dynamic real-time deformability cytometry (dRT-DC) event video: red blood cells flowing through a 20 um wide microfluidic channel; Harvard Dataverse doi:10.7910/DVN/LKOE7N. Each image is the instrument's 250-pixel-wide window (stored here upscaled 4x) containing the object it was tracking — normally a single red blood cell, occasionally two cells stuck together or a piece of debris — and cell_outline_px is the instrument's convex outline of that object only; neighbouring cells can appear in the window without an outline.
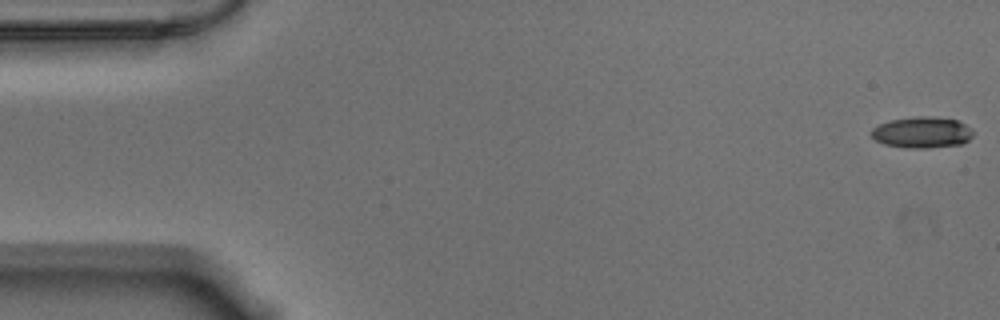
{"species": "Egyptian fruit bat (a non-hibernating species)", "species_latin": "Rousettus aegyptiacus", "temperature_condition": "warm", "stored_images_in_passage": 57, "camera_frame_rate_fps": 3000, "um_per_image_px": 0.085, "animal": {"sex": "male"}, "frame": {"image": 1, "passage_image": 1, "time_ms": 0.0, "image_size_px": [1000, 320], "cell_outline_px": [[972, 136], [964, 144], [928, 148], [908, 148], [884, 144], [876, 140], [872, 136], [872, 128], [880, 124], [892, 120], [920, 116], [928, 116], [956, 120], [964, 124], [972, 132]], "centroid_in_image_um": [78.37, 11.27], "position_along_channel_um": 6.6, "area_um2": 18.21}}
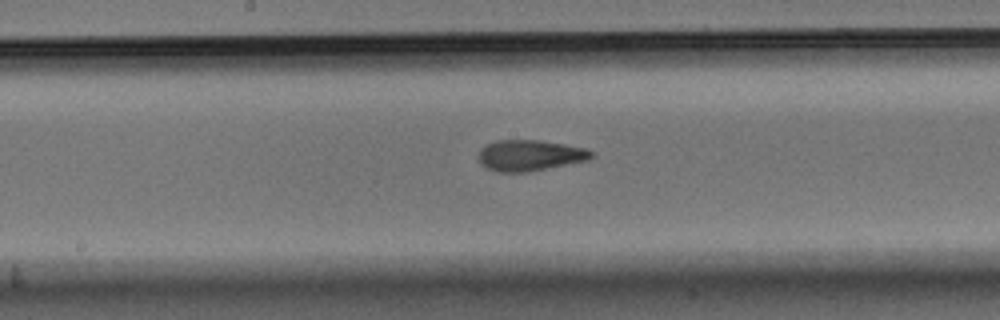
{"frame": {"image": 2, "passage_image": 29, "time_ms": 9.333, "image_size_px": [1000, 320], "cell_outline_px": [[592, 156], [588, 160], [524, 172], [496, 172], [480, 164], [480, 148], [496, 140], [540, 140], [588, 148], [592, 152]], "centroid_in_image_um": [45.03, 13.2], "position_along_channel_um": 203.2, "area_um2": 20.11}}
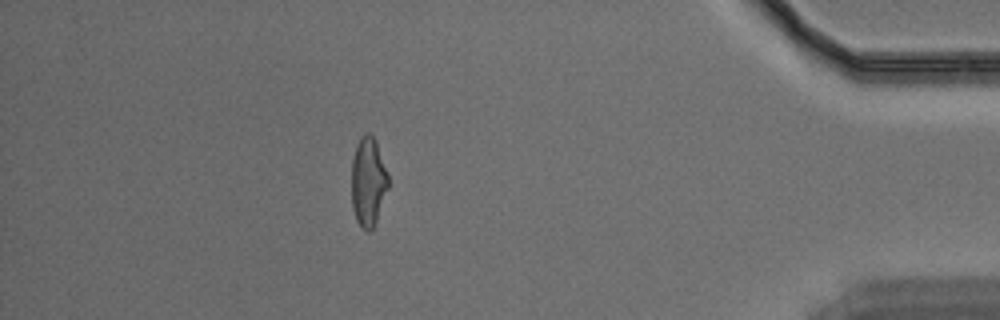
{"frame": {"image": 3, "passage_image": 50, "time_ms": 16.333, "image_size_px": [1000, 320], "cell_outline_px": [[388, 188], [376, 220], [372, 228], [368, 232], [356, 220], [352, 208], [352, 160], [356, 144], [360, 136], [364, 132], [368, 132], [376, 140], [388, 172]], "centroid_in_image_um": [31.29, 15.38], "position_along_channel_um": 403.9, "area_um2": 19.07}, "authors_computed_cell_mechanics": {"area_um2": 19.5942, "velocity_mm_per_s": 3.5553, "shape_relaxation_time_tau1_ms": 5.9208, "shape_relaxation_time_tau2_ms": 2.3487, "deformation_change_tau1": 0.1906, "deformation_change_tau2": 0.1066}}